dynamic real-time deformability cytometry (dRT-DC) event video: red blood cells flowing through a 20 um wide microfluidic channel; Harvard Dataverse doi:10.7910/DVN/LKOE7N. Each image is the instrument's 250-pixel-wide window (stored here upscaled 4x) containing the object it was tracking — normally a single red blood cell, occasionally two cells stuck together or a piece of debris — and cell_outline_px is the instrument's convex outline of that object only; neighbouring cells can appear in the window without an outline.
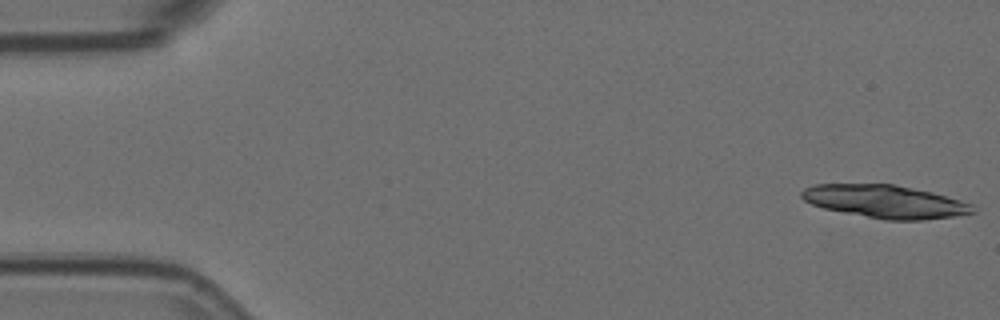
{"species": "Egyptian fruit bat (a non-hibernating species)", "species_latin": "Rousettus aegyptiacus", "temperature_condition": "room temperature", "stored_images_in_passage": 21, "camera_frame_rate_fps": 3000, "um_per_image_px": 0.085, "animal": {"sex": "female"}, "frame": {"image": 1, "passage_image": 1, "time_ms": 0.0, "image_size_px": [1000, 320], "cell_outline_px": [[976, 212], [952, 216], [924, 220], [884, 220], [824, 208], [812, 204], [804, 200], [800, 196], [800, 192], [804, 188], [816, 184], [892, 184], [932, 192], [960, 200], [972, 204]], "centroid_in_image_um": [75.23, 17.13], "position_along_channel_um": 9.8, "area_um2": 32.66}}
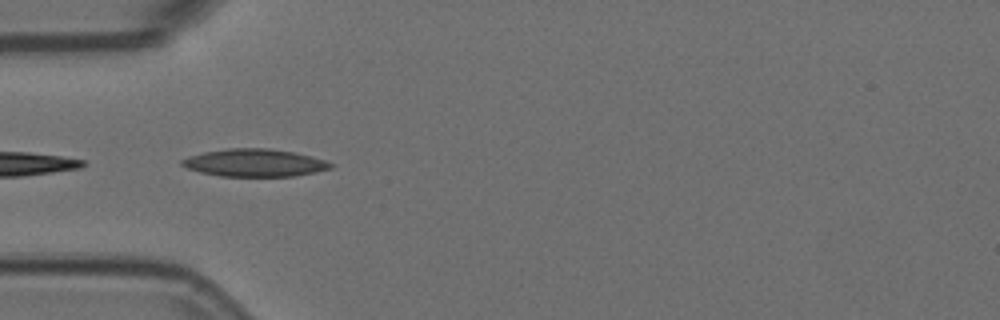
{"frame": {"image": 2, "passage_image": 17, "time_ms": 5.333, "image_size_px": [1000, 320], "cell_outline_px": [[336, 164], [332, 168], [316, 172], [292, 176], [220, 176], [200, 172], [188, 168], [180, 164], [180, 160], [188, 156], [204, 152], [228, 148], [268, 148], [292, 152], [312, 156]], "centroid_in_image_um": [21.65, 13.83], "position_along_channel_um": 63.4, "area_um2": 23.93}}